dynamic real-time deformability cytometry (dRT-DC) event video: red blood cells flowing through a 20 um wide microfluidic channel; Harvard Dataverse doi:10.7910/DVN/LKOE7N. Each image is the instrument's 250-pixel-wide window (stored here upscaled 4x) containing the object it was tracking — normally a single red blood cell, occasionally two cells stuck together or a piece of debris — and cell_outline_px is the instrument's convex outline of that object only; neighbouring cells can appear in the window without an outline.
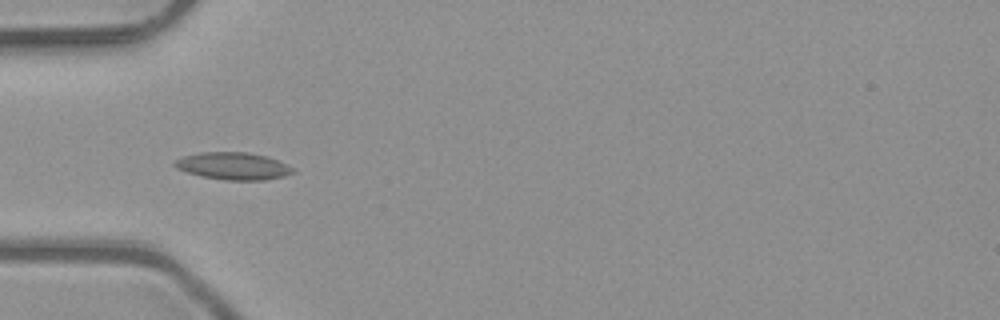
{"species": "common noctule bat (a hibernating species)", "species_latin": "Nyctalus noctula", "temperature_condition": "room temperature", "stored_images_in_passage": 6, "camera_frame_rate_fps": 3000, "um_per_image_px": 0.085, "animal": {"sex": "male", "body_mass_g": 23.1, "forearm_length_mm": 52.7}, "frame": {"image": 1, "passage_image": 6, "time_ms": 1.667, "image_size_px": [1000, 320], "cell_outline_px": [[296, 172], [284, 176], [264, 180], [224, 180], [200, 176], [176, 168], [172, 164], [176, 160], [184, 156], [200, 152], [248, 152], [268, 156], [288, 164], [296, 168]], "centroid_in_image_um": [19.88, 14.11], "position_along_channel_um": 65.1, "area_um2": 19.02}}